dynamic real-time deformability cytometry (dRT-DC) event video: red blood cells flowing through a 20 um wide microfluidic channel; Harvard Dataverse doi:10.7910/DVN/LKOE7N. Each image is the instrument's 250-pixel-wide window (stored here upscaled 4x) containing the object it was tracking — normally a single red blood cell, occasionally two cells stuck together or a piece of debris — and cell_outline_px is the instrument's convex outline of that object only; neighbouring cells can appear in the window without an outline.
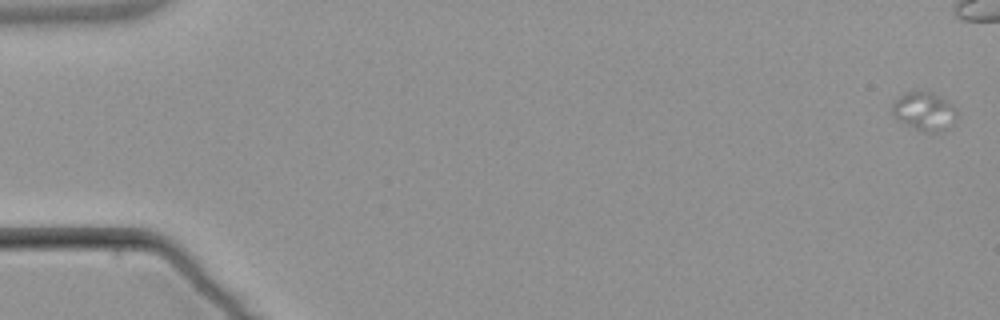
{"species": "common noctule bat (a hibernating species)", "species_latin": "Nyctalus noctula", "temperature_condition": "warm", "stored_images_in_passage": 7, "camera_frame_rate_fps": 3000, "um_per_image_px": 0.085, "animal": {"sex": "male", "body_mass_g": 21.5, "forearm_length_mm": 52.0}, "frame": {"image": 1, "passage_image": 1, "time_ms": 0.0, "image_size_px": [1000, 320], "cell_outline_px": [[960, 112], [944, 128], [936, 132], [924, 132], [896, 120], [892, 116], [892, 104], [904, 92], [932, 92], [940, 96], [956, 108]], "centroid_in_image_um": [78.52, 9.45], "position_along_channel_um": 6.5, "area_um2": 14.22}}